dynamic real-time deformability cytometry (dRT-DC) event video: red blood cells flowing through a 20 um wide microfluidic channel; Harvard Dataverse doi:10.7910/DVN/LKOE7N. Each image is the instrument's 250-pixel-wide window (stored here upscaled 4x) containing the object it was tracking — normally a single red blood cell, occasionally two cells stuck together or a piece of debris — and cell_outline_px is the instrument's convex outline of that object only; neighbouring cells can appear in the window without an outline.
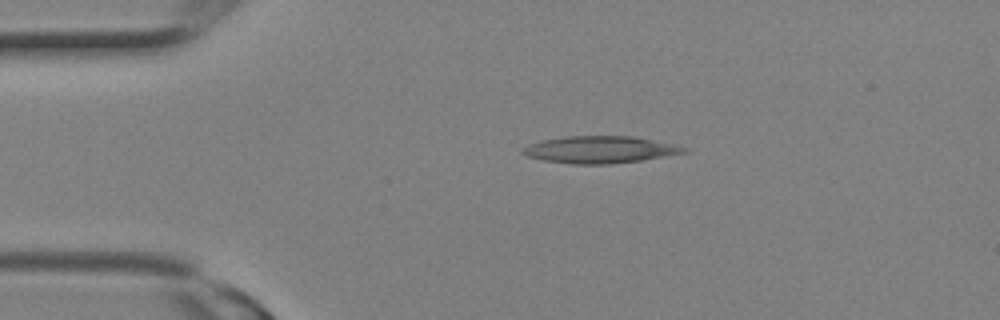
{"species": "Egyptian fruit bat (a non-hibernating species)", "species_latin": "Rousettus aegyptiacus", "temperature_condition": "room temperature", "stored_images_in_passage": 2, "camera_frame_rate_fps": 3000, "um_per_image_px": 0.085, "animal": {"sex": "female"}, "frame": {"image": 1, "passage_image": 2, "time_ms": 0.333, "image_size_px": [1000, 320], "cell_outline_px": [[688, 152], [640, 160], [608, 164], [572, 164], [544, 160], [528, 156], [520, 152], [520, 148], [528, 144], [544, 140], [568, 136], [632, 136], [652, 140], [688, 148]], "centroid_in_image_um": [50.94, 12.72], "position_along_channel_um": 34.1, "area_um2": 25.09}}